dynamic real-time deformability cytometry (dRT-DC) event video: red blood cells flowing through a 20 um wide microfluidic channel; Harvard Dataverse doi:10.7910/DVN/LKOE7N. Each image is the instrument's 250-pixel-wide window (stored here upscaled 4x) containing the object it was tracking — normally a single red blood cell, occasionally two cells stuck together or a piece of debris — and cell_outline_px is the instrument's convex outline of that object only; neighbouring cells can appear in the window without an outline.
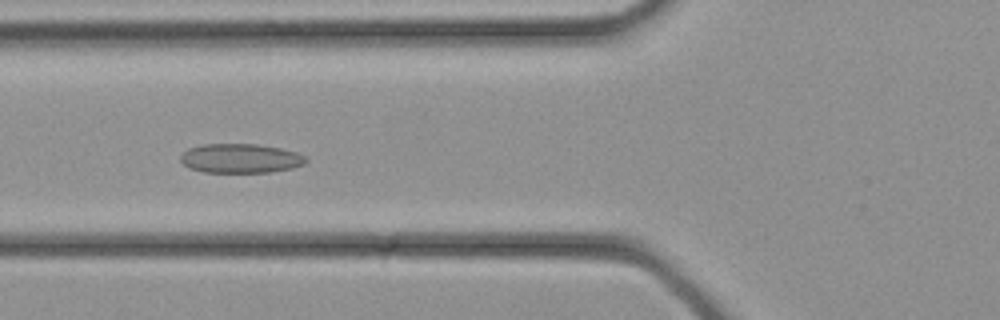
{"species": "common noctule bat (a hibernating species)", "species_latin": "Nyctalus noctula", "temperature_condition": "cold", "stored_images_in_passage": 33, "camera_frame_rate_fps": 3000, "um_per_image_px": 0.085, "animal": {"sex": "female", "body_mass_g": 21.9}, "frame": {"image": 1, "passage_image": 13, "time_ms": 4.0, "image_size_px": [1000, 320], "cell_outline_px": [[308, 160], [304, 164], [292, 168], [268, 172], [204, 172], [188, 168], [180, 160], [180, 156], [188, 148], [200, 144], [256, 144], [280, 148], [296, 152], [308, 156]], "centroid_in_image_um": [20.44, 13.45], "position_along_channel_um": 105.4, "area_um2": 21.5}}
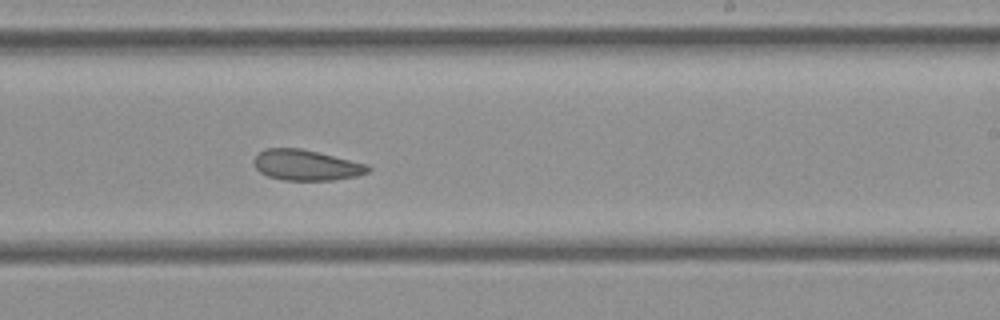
{"frame": {"image": 2, "passage_image": 21, "time_ms": 6.667, "image_size_px": [1000, 320], "cell_outline_px": [[372, 168], [368, 172], [356, 176], [332, 180], [284, 180], [268, 176], [260, 172], [252, 164], [252, 160], [264, 148], [300, 148], [368, 164]], "centroid_in_image_um": [26.01, 14.03], "position_along_channel_um": 263.0, "area_um2": 20.35}}
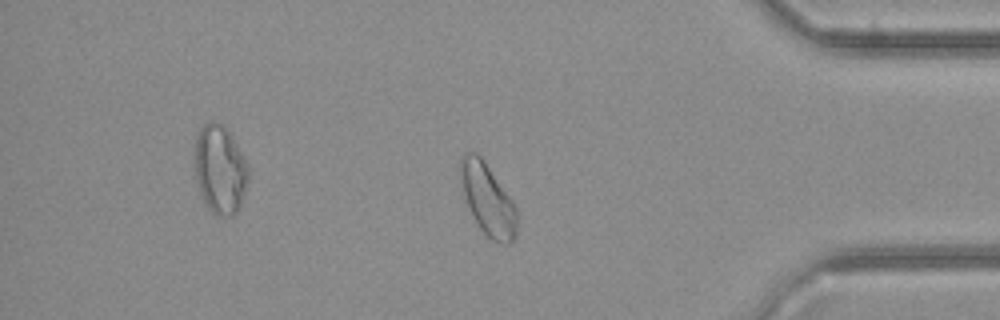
{"frame": {"image": 3, "passage_image": 29, "time_ms": 9.333, "image_size_px": [1000, 320], "cell_outline_px": [[516, 236], [508, 244], [504, 244], [492, 240], [480, 228], [472, 216], [460, 180], [460, 156], [464, 152], [476, 152], [484, 160], [512, 200], [516, 208]], "centroid_in_image_um": [41.45, 16.93], "position_along_channel_um": 393.8, "area_um2": 23.24}}